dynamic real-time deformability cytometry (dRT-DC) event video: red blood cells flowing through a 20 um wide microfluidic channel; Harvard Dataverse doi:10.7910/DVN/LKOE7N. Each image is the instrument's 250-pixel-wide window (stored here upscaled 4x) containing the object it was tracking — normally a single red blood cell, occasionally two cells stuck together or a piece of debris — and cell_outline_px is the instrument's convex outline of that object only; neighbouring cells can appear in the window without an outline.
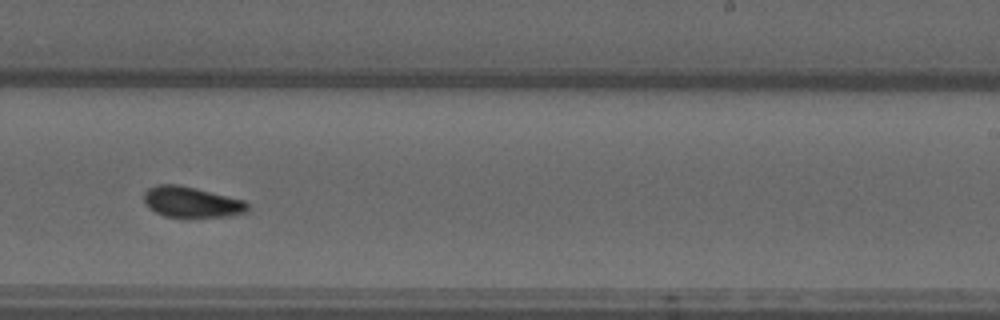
{"species": "common noctule bat (a hibernating species)", "species_latin": "Nyctalus noctula", "temperature_condition": "warm", "stored_images_in_passage": 52, "camera_frame_rate_fps": 3000, "um_per_image_px": 0.085, "animal": {"sex": "male", "forearm_length_mm": 52.5}, "frame": {"image": 1, "passage_image": 30, "time_ms": 9.667, "image_size_px": [1000, 320], "cell_outline_px": [[248, 212], [228, 216], [184, 220], [164, 216], [148, 208], [144, 200], [144, 192], [148, 188], [156, 184], [180, 184], [244, 200], [248, 204]], "centroid_in_image_um": [16.26, 17.22], "position_along_channel_um": 272.7, "area_um2": 19.36}}
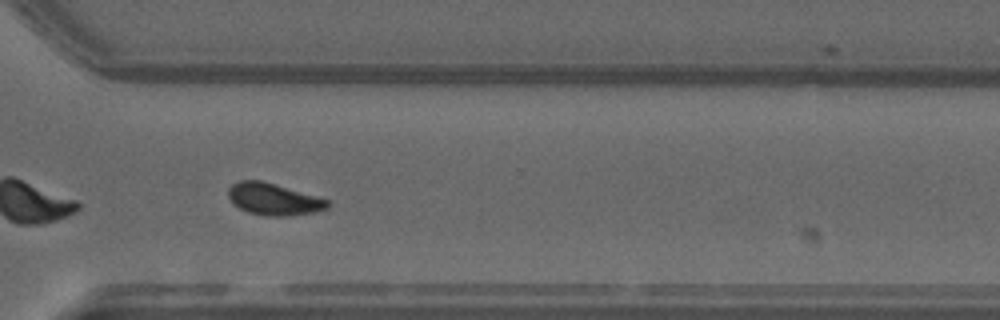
{"frame": {"image": 2, "passage_image": 36, "time_ms": 11.667, "image_size_px": [1000, 320], "cell_outline_px": [[332, 204], [328, 208], [316, 212], [292, 216], [264, 216], [248, 212], [232, 204], [228, 196], [228, 188], [236, 180], [260, 180], [328, 200]], "centroid_in_image_um": [23.23, 16.95], "position_along_channel_um": 347.4, "area_um2": 18.5}}
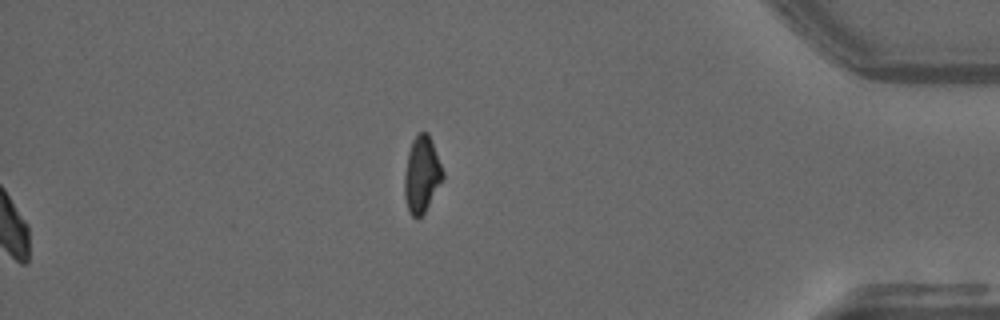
{"frame": {"image": 3, "passage_image": 52, "time_ms": 17.0, "image_size_px": [1000, 320], "cell_outline_px": [[444, 176], [424, 212], [420, 216], [412, 216], [408, 208], [404, 196], [404, 176], [408, 152], [412, 140], [420, 132], [428, 132], [432, 140], [444, 172]], "centroid_in_image_um": [35.84, 14.78], "position_along_channel_um": 399.4, "area_um2": 16.76}, "authors_computed_cell_mechanics": {"area_um2": 18.496, "velocity_mm_per_s": 3.7191, "shape_relaxation_time_tau1_ms": 6.712, "shape_relaxation_time_tau2_ms": 2.9727, "deformation_change_tau1": 0.1707, "deformation_change_tau2": 0.07}}